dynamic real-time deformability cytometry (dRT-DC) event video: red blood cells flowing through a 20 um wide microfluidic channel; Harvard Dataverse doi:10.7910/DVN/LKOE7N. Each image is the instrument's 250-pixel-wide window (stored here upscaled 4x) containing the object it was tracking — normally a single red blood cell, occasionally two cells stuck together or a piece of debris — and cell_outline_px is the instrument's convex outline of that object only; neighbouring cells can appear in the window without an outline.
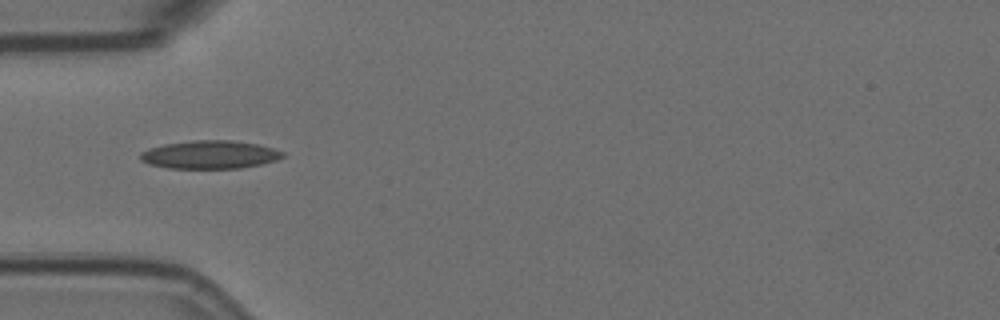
{"species": "Egyptian fruit bat (a non-hibernating species)", "species_latin": "Rousettus aegyptiacus", "temperature_condition": "room temperature", "stored_images_in_passage": 3, "camera_frame_rate_fps": 3000, "um_per_image_px": 0.085, "animal": {"sex": "female"}, "frame": {"image": 1, "passage_image": 3, "time_ms": 0.667, "image_size_px": [1000, 320], "cell_outline_px": [[284, 156], [276, 160], [260, 164], [240, 168], [168, 168], [148, 164], [140, 160], [140, 152], [148, 148], [164, 144], [192, 140], [232, 140], [256, 144], [272, 148], [284, 152]], "centroid_in_image_um": [17.79, 13.14], "position_along_channel_um": 67.2, "area_um2": 23.35}}